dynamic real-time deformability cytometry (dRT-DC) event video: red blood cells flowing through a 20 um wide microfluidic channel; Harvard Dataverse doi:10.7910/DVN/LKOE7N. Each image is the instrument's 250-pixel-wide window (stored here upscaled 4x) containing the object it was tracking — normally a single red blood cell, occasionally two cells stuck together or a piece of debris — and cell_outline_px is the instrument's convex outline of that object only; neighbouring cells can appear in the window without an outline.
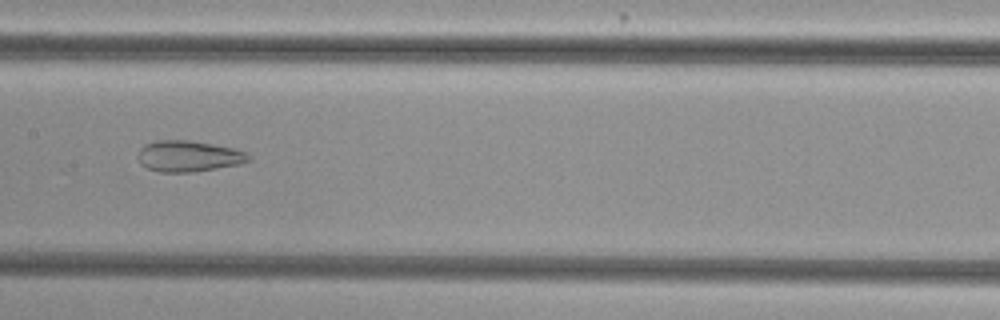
{"species": "common noctule bat (a hibernating species)", "species_latin": "Nyctalus noctula", "temperature_condition": "cold", "stored_images_in_passage": 9, "camera_frame_rate_fps": 3000, "um_per_image_px": 0.085, "animal": {"sex": "female", "body_mass_g": 29.2, "forearm_length_mm": 56.3}, "frame": {"image": 1, "passage_image": 8, "time_ms": 2.333, "image_size_px": [1000, 320], "cell_outline_px": [[252, 160], [240, 164], [192, 172], [160, 172], [148, 168], [140, 164], [136, 156], [140, 148], [144, 144], [156, 140], [188, 140], [212, 144], [232, 148], [248, 152], [252, 156]], "centroid_in_image_um": [16.02, 13.27], "position_along_channel_um": 191.4, "area_um2": 20.23}}
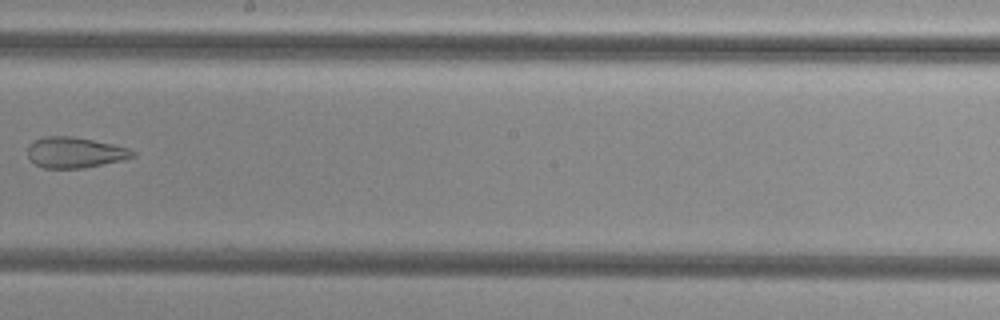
{"frame": {"image": 2, "passage_image": 9, "time_ms": 2.667, "image_size_px": [1000, 320], "cell_outline_px": [[136, 156], [120, 160], [84, 168], [44, 168], [36, 164], [28, 156], [28, 144], [44, 136], [72, 136], [112, 144], [128, 148], [136, 152]], "centroid_in_image_um": [6.36, 12.96], "position_along_channel_um": 241.8, "area_um2": 18.61}}